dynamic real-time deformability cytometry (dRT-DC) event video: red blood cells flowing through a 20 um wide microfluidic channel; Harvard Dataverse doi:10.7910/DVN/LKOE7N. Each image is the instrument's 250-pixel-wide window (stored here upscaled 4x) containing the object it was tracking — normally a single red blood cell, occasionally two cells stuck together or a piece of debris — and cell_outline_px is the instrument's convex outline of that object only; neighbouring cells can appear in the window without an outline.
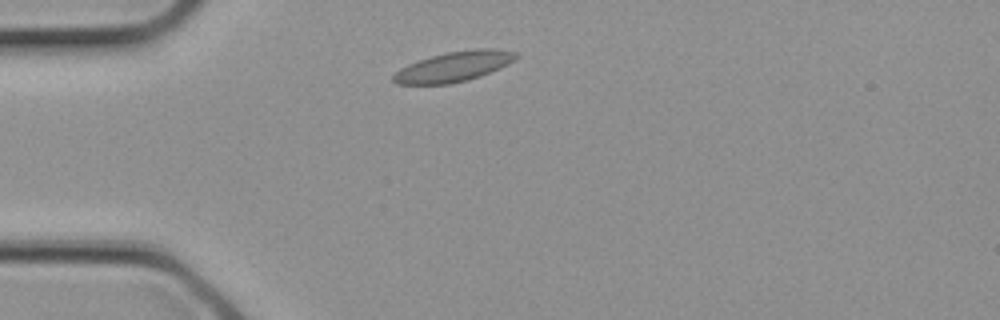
{"species": "common noctule bat (a hibernating species)", "species_latin": "Nyctalus noctula", "temperature_condition": "cold", "stored_images_in_passage": 1, "camera_frame_rate_fps": 3000, "um_per_image_px": 0.085, "animal": {"sex": "female", "body_mass_g": 21.9}, "frame": {"image": 1, "passage_image": 1, "time_ms": 0.0, "image_size_px": [1000, 320], "cell_outline_px": [[520, 56], [516, 60], [500, 68], [480, 76], [448, 84], [396, 84], [392, 80], [392, 76], [400, 68], [408, 64], [432, 56], [448, 52], [476, 48], [492, 48], [516, 52]], "centroid_in_image_um": [38.6, 5.65], "position_along_channel_um": 46.4, "area_um2": 21.39}}